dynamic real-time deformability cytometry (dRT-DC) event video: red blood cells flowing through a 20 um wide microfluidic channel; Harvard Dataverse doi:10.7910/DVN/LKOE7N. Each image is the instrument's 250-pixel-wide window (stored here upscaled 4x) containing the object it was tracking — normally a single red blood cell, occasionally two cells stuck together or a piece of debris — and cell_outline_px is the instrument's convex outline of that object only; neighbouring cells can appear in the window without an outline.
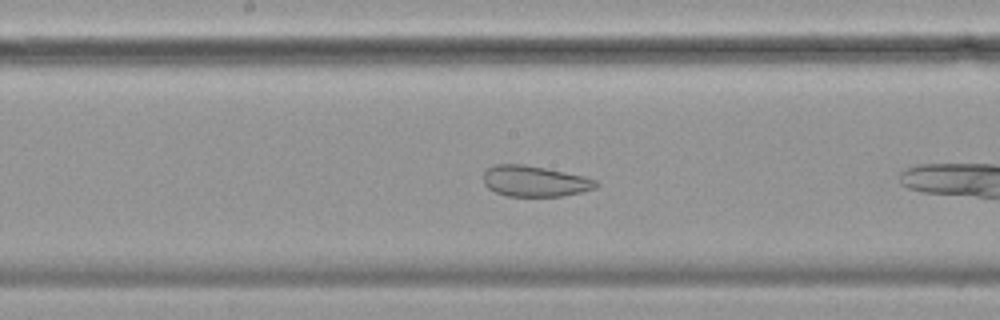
{"species": "common noctule bat (a hibernating species)", "species_latin": "Nyctalus noctula", "temperature_condition": "cold", "stored_images_in_passage": 22, "camera_frame_rate_fps": 3000, "um_per_image_px": 0.085, "animal": {"sex": "female", "body_mass_g": 19.9}, "frame": {"image": 1, "passage_image": 16, "time_ms": 5.0, "image_size_px": [1000, 320], "cell_outline_px": [[600, 184], [596, 188], [564, 196], [508, 196], [496, 192], [488, 188], [484, 184], [484, 172], [488, 168], [496, 164], [524, 164], [584, 176], [596, 180]], "centroid_in_image_um": [45.46, 15.4], "position_along_channel_um": 202.7, "area_um2": 20.17}}
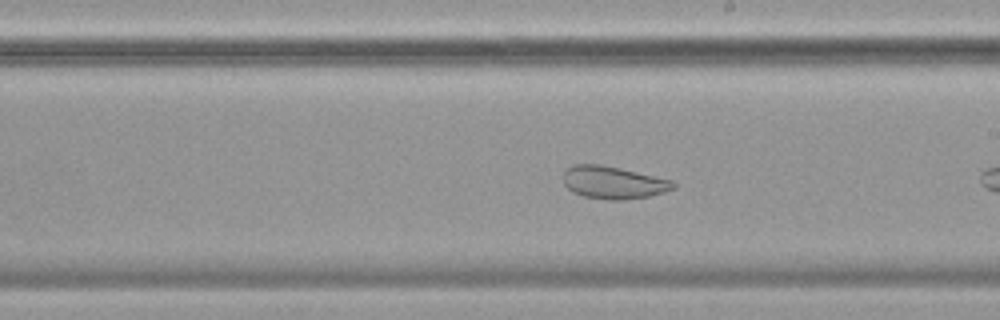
{"frame": {"image": 2, "passage_image": 19, "time_ms": 6.0, "image_size_px": [1000, 320], "cell_outline_px": [[676, 188], [664, 192], [648, 196], [624, 200], [608, 200], [584, 196], [572, 192], [564, 184], [564, 172], [572, 164], [600, 164], [620, 168], [672, 180], [676, 184]], "centroid_in_image_um": [52.13, 15.51], "position_along_channel_um": 236.9, "area_um2": 20.87}}